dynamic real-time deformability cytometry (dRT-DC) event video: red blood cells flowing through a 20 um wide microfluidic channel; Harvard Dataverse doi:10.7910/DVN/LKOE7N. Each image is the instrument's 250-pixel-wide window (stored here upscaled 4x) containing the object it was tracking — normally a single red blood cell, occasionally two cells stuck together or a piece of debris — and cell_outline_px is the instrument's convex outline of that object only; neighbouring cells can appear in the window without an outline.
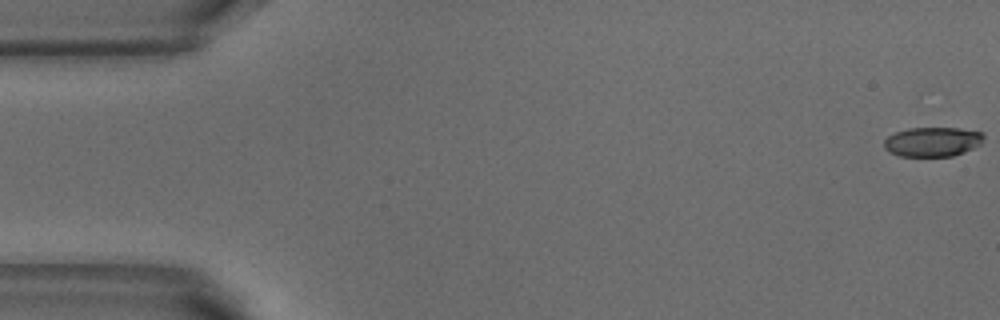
{"species": "common noctule bat (a hibernating species)", "species_latin": "Nyctalus noctula", "temperature_condition": "warm", "stored_images_in_passage": 5, "camera_frame_rate_fps": 3000, "um_per_image_px": 0.085, "animal": {"sex": "male", "body_mass_g": 18.8}, "frame": {"image": 1, "passage_image": 1, "time_ms": 0.0, "image_size_px": [1000, 320], "cell_outline_px": [[984, 136], [980, 144], [964, 152], [952, 156], [900, 156], [888, 152], [884, 148], [884, 140], [888, 136], [896, 132], [908, 128], [960, 128], [984, 132]], "centroid_in_image_um": [79.25, 12.05], "position_along_channel_um": 5.7, "area_um2": 17.17}}
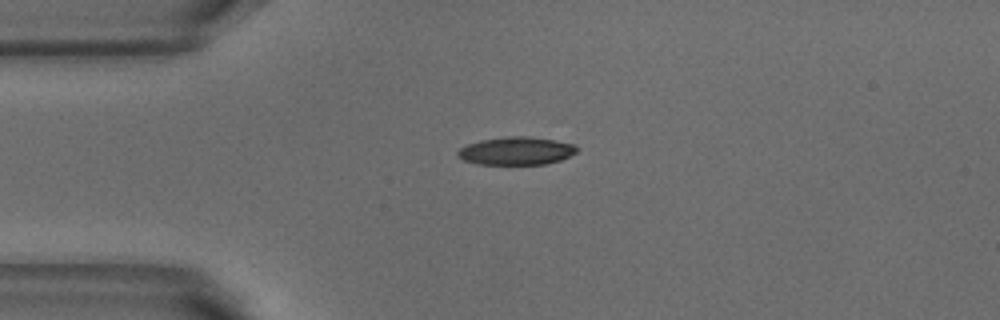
{"frame": {"image": 2, "passage_image": 4, "time_ms": 1.0, "image_size_px": [1000, 320], "cell_outline_px": [[580, 148], [576, 152], [560, 160], [544, 164], [476, 164], [464, 160], [456, 156], [456, 152], [460, 148], [468, 144], [480, 140], [508, 136], [528, 136], [576, 144]], "centroid_in_image_um": [43.87, 12.82], "position_along_channel_um": 41.1, "area_um2": 19.42}}